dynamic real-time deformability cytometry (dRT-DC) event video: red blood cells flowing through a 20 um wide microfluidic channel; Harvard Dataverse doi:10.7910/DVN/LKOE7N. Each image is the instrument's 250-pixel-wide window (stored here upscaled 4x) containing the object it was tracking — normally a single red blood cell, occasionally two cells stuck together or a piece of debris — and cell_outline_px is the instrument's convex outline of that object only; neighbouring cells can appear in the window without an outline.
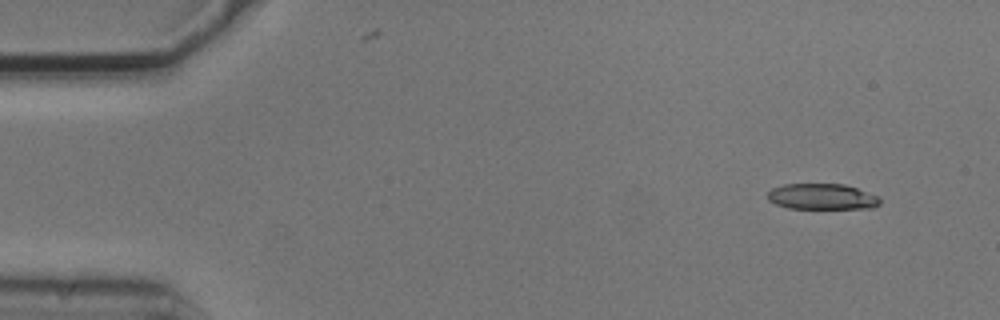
{"species": "common noctule bat (a hibernating species)", "species_latin": "Nyctalus noctula", "temperature_condition": "cold", "stored_images_in_passage": 4, "camera_frame_rate_fps": 3000, "um_per_image_px": 0.085, "animal": {"sex": "male", "body_mass_g": 20.5, "forearm_length_mm": 52.5}, "frame": {"image": 1, "passage_image": 1, "time_ms": 0.0, "image_size_px": [1000, 320], "cell_outline_px": [[880, 204], [872, 208], [788, 208], [776, 204], [768, 200], [768, 192], [772, 188], [784, 184], [844, 184], [880, 196]], "centroid_in_image_um": [69.88, 16.71], "position_along_channel_um": 15.1, "area_um2": 16.88}}
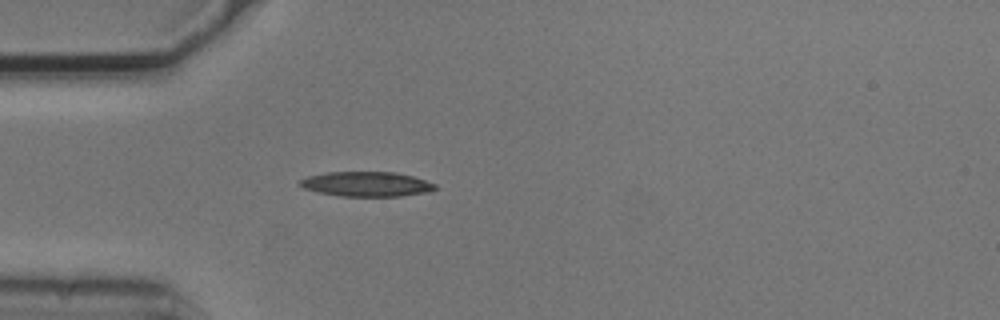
{"frame": {"image": 2, "passage_image": 4, "time_ms": 1.0, "image_size_px": [1000, 320], "cell_outline_px": [[436, 188], [432, 192], [400, 196], [340, 196], [316, 192], [304, 188], [296, 184], [300, 180], [308, 176], [328, 172], [396, 172], [412, 176], [436, 184]], "centroid_in_image_um": [31.15, 15.65], "position_along_channel_um": 53.9, "area_um2": 19.65}}